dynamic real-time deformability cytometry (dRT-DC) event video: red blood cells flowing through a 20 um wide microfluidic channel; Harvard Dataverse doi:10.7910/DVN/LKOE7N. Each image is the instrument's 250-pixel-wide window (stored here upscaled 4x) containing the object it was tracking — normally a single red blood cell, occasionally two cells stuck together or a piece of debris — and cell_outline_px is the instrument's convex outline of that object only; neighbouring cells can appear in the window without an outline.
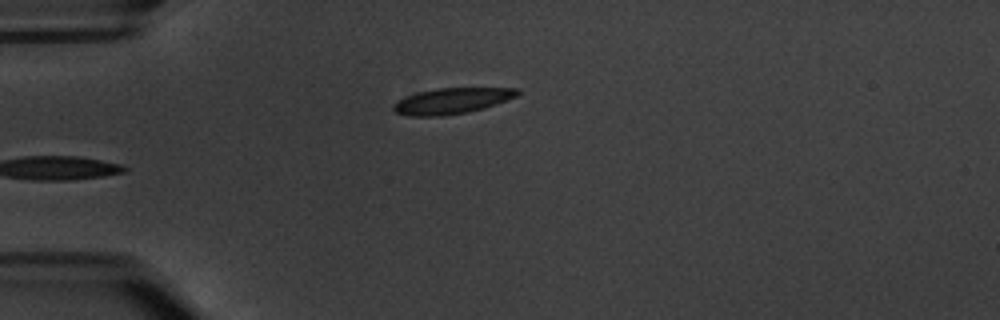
{"species": "common noctule bat (a hibernating species)", "species_latin": "Nyctalus noctula", "temperature_condition": "warm", "stored_images_in_passage": 4, "camera_frame_rate_fps": 3000, "um_per_image_px": 0.085, "animal": {"sex": "male", "body_mass_g": 20.1, "forearm_length_mm": 53.5}, "frame": {"image": 1, "passage_image": 4, "time_ms": 4.667, "image_size_px": [1000, 320], "cell_outline_px": [[520, 92], [516, 96], [496, 104], [484, 108], [468, 112], [444, 116], [408, 116], [392, 112], [392, 104], [396, 100], [420, 92], [436, 88], [520, 88]], "centroid_in_image_um": [38.36, 8.58], "position_along_channel_um": 46.6, "area_um2": 18.79}}